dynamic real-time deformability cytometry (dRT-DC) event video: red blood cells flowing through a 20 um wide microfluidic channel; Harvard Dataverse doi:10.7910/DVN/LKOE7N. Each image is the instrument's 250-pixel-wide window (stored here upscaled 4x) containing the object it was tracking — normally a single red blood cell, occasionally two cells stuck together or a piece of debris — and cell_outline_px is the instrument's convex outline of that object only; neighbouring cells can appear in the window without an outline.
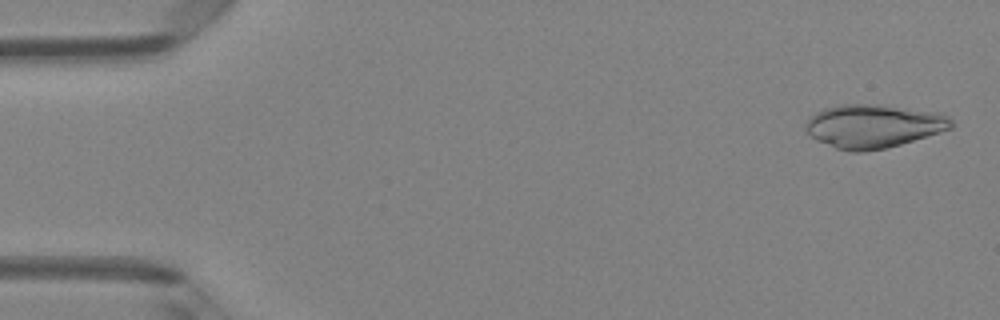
{"species": "Egyptian fruit bat (a non-hibernating species)", "species_latin": "Rousettus aegyptiacus", "temperature_condition": "room temperature", "stored_images_in_passage": 48, "camera_frame_rate_fps": 3000, "um_per_image_px": 0.085, "animal": {"sex": "female"}, "frame": {"image": 1, "passage_image": 2, "time_ms": 0.333, "image_size_px": [1000, 320], "cell_outline_px": [[952, 128], [940, 132], [900, 144], [884, 148], [864, 152], [848, 152], [836, 148], [816, 140], [808, 132], [804, 124], [808, 116], [824, 108], [840, 104], [868, 104], [944, 112], [952, 120]], "centroid_in_image_um": [74.22, 10.71], "position_along_channel_um": 10.8, "area_um2": 36.93}}